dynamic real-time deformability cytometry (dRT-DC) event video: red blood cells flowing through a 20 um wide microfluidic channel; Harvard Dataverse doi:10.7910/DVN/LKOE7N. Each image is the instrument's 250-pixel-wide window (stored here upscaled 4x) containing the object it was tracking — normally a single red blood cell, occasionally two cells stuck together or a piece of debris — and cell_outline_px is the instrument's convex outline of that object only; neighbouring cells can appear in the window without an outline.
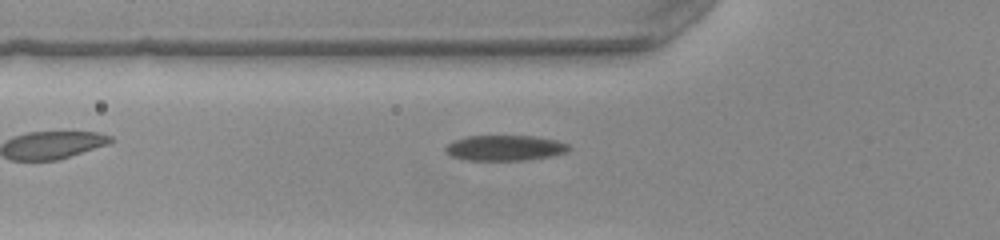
{"species": "common noctule bat (a hibernating species)", "species_latin": "Nyctalus noctula", "temperature_condition": "warm", "stored_images_in_passage": 32, "camera_frame_rate_fps": 3000, "um_per_image_px": 0.085, "animal": {"sex": "female", "body_mass_g": 22.0, "forearm_length_mm": 56.7}, "frame": {"image": 1, "passage_image": 3, "time_ms": 0.667, "image_size_px": [1000, 240], "cell_outline_px": [[572, 148], [568, 152], [556, 156], [528, 160], [468, 160], [452, 156], [444, 152], [444, 144], [452, 140], [464, 136], [536, 136], [556, 140], [568, 144]], "centroid_in_image_um": [42.92, 12.57], "position_along_channel_um": 82.9, "area_um2": 18.79}}
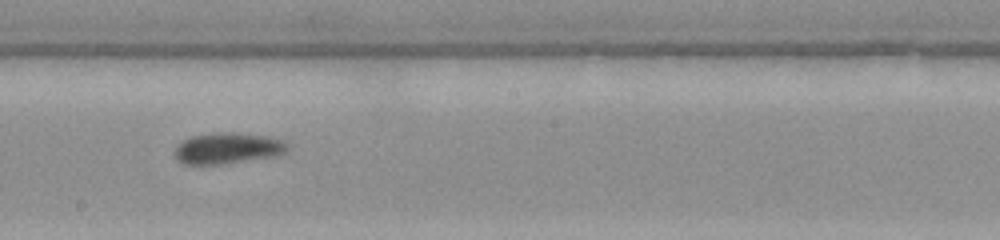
{"frame": {"image": 2, "passage_image": 14, "time_ms": 4.333, "image_size_px": [1000, 240], "cell_outline_px": [[288, 148], [284, 152], [276, 156], [220, 164], [184, 164], [176, 160], [176, 144], [180, 140], [192, 136], [224, 132], [264, 136], [280, 140], [288, 144]], "centroid_in_image_um": [19.29, 12.61], "position_along_channel_um": 228.9, "area_um2": 20.06}}
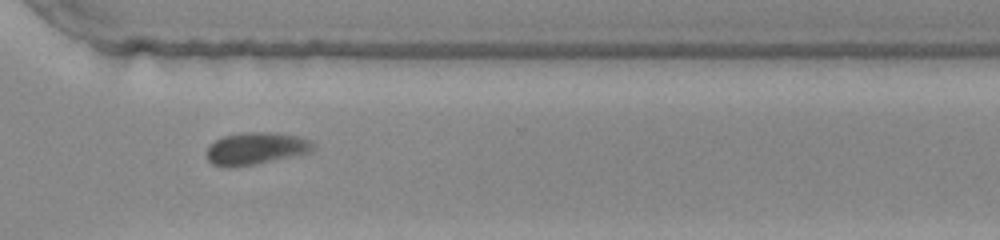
{"frame": {"image": 3, "passage_image": 23, "time_ms": 7.333, "image_size_px": [1000, 240], "cell_outline_px": [[316, 148], [312, 152], [256, 164], [236, 168], [224, 168], [212, 164], [204, 156], [204, 152], [208, 144], [224, 136], [244, 132], [272, 132], [300, 136], [312, 140], [316, 144]], "centroid_in_image_um": [21.73, 12.63], "position_along_channel_um": 348.9, "area_um2": 20.75}, "authors_computed_cell_mechanics": {"area_um2": 19.6231, "velocity_mm_per_s": 3.9813, "shape_relaxation_time_tau1_ms": 1.8235, "shape_relaxation_time_tau2_ms": 2.1704, "deformation_change_tau1": 0.0868, "deformation_change_tau2": 0.0637}}